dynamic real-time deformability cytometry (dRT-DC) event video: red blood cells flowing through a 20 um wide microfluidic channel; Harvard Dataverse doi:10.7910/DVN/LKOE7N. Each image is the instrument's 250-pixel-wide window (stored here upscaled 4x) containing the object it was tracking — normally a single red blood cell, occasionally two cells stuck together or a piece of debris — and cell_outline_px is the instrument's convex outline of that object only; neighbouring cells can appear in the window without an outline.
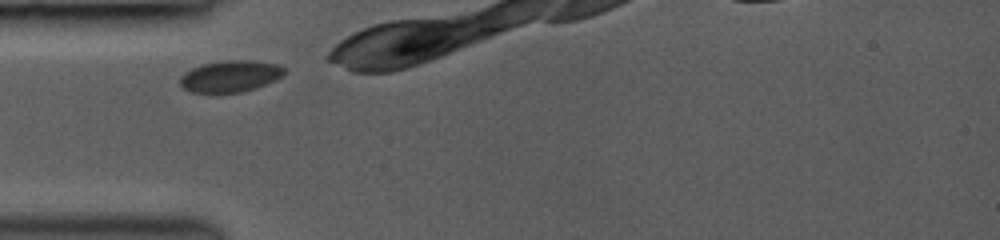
{"species": "common noctule bat (a hibernating species)", "species_latin": "Nyctalus noctula", "temperature_condition": "room temperature", "stored_images_in_passage": 4, "camera_frame_rate_fps": 3000, "um_per_image_px": 0.085, "animal": {"sex": "female", "body_mass_g": 19.0, "forearm_length_mm": 53.3}, "frame": {"image": 1, "passage_image": 1, "time_ms": 0.0, "image_size_px": [1000, 240], "cell_outline_px": [[284, 76], [276, 80], [256, 88], [240, 92], [192, 92], [184, 88], [180, 84], [180, 76], [184, 72], [192, 68], [204, 64], [224, 60], [252, 60], [280, 64], [284, 68]], "centroid_in_image_um": [19.61, 6.46], "position_along_channel_um": 65.4, "area_um2": 19.19}}